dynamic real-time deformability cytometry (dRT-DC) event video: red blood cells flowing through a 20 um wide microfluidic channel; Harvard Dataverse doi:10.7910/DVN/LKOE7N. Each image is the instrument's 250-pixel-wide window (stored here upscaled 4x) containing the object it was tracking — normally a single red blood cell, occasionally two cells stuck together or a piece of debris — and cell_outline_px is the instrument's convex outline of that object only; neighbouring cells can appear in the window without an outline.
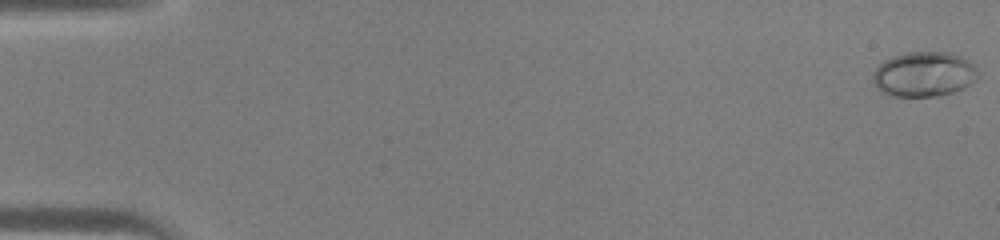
{"species": "human", "species_latin": "Homo sapiens", "temperature_condition": "warm", "stored_images_in_passage": 45, "camera_frame_rate_fps": 3000, "um_per_image_px": 0.085, "donor": {"sex": "male"}, "frame": {"image": 1, "passage_image": 1, "time_ms": 0.0, "image_size_px": [1000, 240], "cell_outline_px": [[980, 76], [976, 80], [964, 88], [952, 92], [936, 96], [888, 96], [880, 92], [876, 88], [872, 80], [872, 72], [884, 60], [892, 56], [904, 52], [952, 52], [968, 60], [972, 64]], "centroid_in_image_um": [78.5, 6.31], "position_along_channel_um": 6.5, "area_um2": 27.86}}
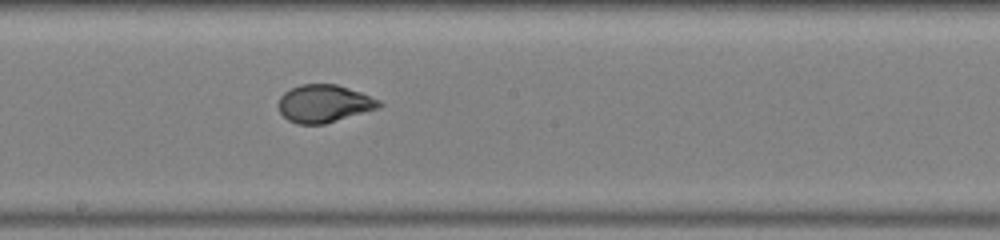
{"frame": {"image": 2, "passage_image": 26, "time_ms": 8.333, "image_size_px": [1000, 240], "cell_outline_px": [[384, 104], [380, 108], [324, 124], [296, 124], [288, 120], [280, 112], [276, 104], [280, 96], [284, 92], [300, 84], [336, 84], [360, 92], [380, 100]], "centroid_in_image_um": [27.53, 8.81], "position_along_channel_um": 220.7, "area_um2": 22.25}}
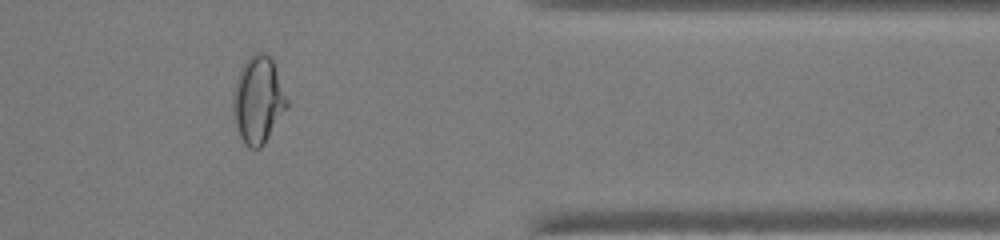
{"frame": {"image": 3, "passage_image": 38, "time_ms": 12.333, "image_size_px": [1000, 240], "cell_outline_px": [[288, 108], [264, 144], [260, 148], [248, 148], [244, 144], [240, 136], [236, 124], [232, 108], [232, 100], [236, 84], [240, 72], [248, 56], [252, 52], [264, 52], [272, 60], [288, 100]], "centroid_in_image_um": [21.95, 8.52], "position_along_channel_um": 389.4, "area_um2": 27.11}}